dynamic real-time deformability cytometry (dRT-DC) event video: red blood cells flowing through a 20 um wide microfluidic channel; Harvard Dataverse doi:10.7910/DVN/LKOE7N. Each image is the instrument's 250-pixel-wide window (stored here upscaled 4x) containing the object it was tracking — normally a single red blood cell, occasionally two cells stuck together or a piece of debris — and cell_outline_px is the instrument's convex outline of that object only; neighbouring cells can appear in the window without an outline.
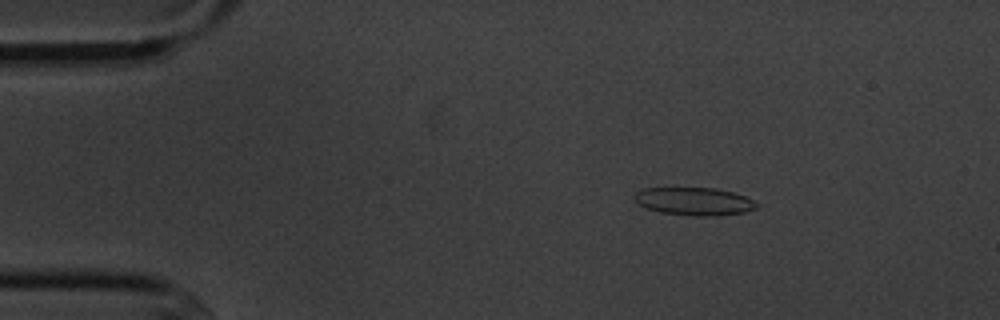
{"species": "common noctule bat (a hibernating species)", "species_latin": "Nyctalus noctula", "temperature_condition": "cold", "stored_images_in_passage": 3, "camera_frame_rate_fps": 3000, "um_per_image_px": 0.085, "animal": {"sex": "male", "body_mass_g": 20.1, "forearm_length_mm": 53.5}, "frame": {"image": 1, "passage_image": 1, "time_ms": 0.0, "image_size_px": [1000, 320], "cell_outline_px": [[760, 204], [756, 208], [744, 212], [720, 216], [696, 216], [660, 212], [648, 208], [632, 200], [632, 196], [636, 192], [644, 188], [712, 188], [732, 192], [744, 196]], "centroid_in_image_um": [58.99, 17.12], "position_along_channel_um": 26.0, "area_um2": 19.83}}